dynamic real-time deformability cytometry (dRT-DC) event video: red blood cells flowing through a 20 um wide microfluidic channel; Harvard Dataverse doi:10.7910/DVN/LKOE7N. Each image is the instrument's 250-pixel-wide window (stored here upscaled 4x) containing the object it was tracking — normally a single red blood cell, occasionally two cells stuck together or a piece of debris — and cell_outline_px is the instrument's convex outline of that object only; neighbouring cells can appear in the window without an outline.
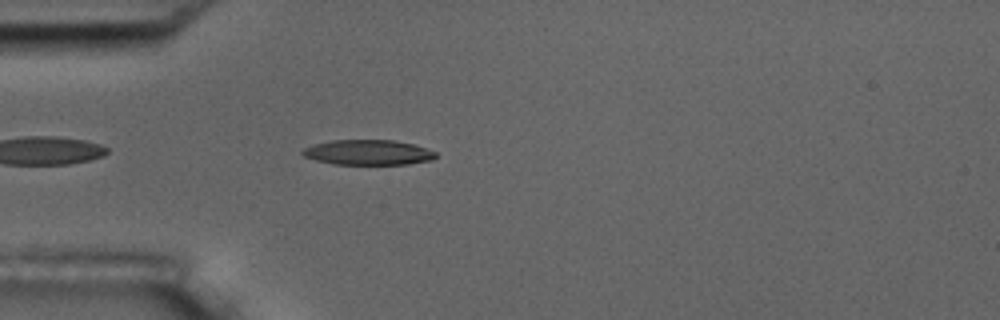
{"species": "common noctule bat (a hibernating species)", "species_latin": "Nyctalus noctula", "temperature_condition": "room temperature", "stored_images_in_passage": 2, "camera_frame_rate_fps": 3000, "um_per_image_px": 0.085, "animal": {"sex": "male", "body_mass_g": 17.5, "forearm_length_mm": 52.3}, "frame": {"image": 1, "passage_image": 2, "time_ms": 0.333, "image_size_px": [1000, 320], "cell_outline_px": [[436, 156], [432, 160], [408, 164], [332, 164], [316, 160], [304, 156], [300, 152], [304, 148], [312, 144], [332, 140], [392, 140], [412, 144], [436, 152]], "centroid_in_image_um": [31.25, 12.95], "position_along_channel_um": 53.8, "area_um2": 19.42}}